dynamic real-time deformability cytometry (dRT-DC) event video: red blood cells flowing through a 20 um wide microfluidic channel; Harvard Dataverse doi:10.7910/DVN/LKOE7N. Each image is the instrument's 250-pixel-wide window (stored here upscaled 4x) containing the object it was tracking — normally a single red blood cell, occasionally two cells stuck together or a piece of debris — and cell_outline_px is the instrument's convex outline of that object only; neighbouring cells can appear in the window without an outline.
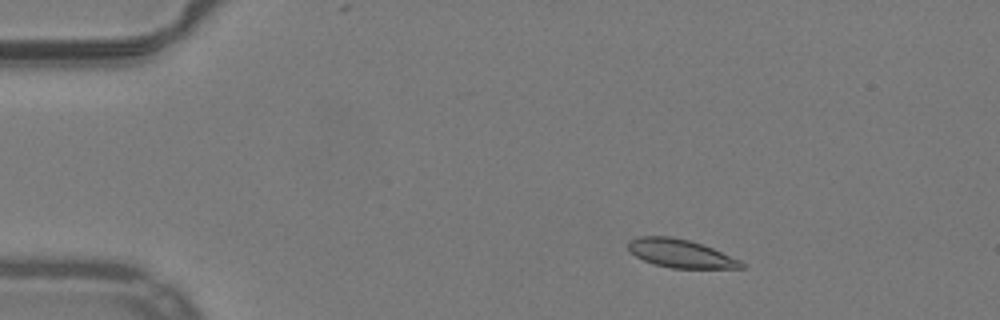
{"species": "common noctule bat (a hibernating species)", "species_latin": "Nyctalus noctula", "temperature_condition": "warm", "stored_images_in_passage": 13, "camera_frame_rate_fps": 3000, "um_per_image_px": 0.085, "animal": {"sex": "male", "body_mass_g": 19.2, "forearm_length_mm": 51.8}, "frame": {"image": 1, "passage_image": 1, "time_ms": 0.0, "image_size_px": [1000, 320], "cell_outline_px": [[744, 268], [672, 268], [656, 264], [644, 260], [636, 256], [628, 248], [628, 240], [640, 236], [672, 236], [688, 240], [712, 248], [740, 260], [744, 264]], "centroid_in_image_um": [57.83, 21.54], "position_along_channel_um": 27.2, "area_um2": 18.38}}
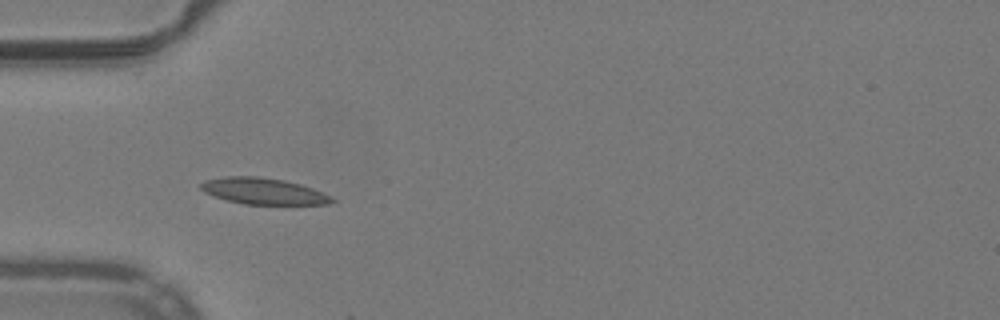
{"frame": {"image": 2, "passage_image": 9, "time_ms": 2.667, "image_size_px": [1000, 320], "cell_outline_px": [[336, 200], [328, 204], [244, 204], [228, 200], [204, 192], [200, 188], [200, 184], [204, 180], [224, 176], [260, 176], [284, 180], [300, 184], [312, 188], [332, 196]], "centroid_in_image_um": [22.39, 16.23], "position_along_channel_um": 62.6, "area_um2": 20.06}}
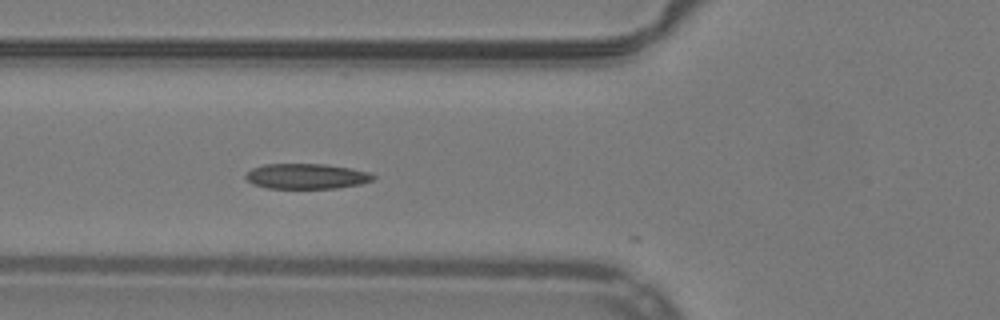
{"frame": {"image": 3, "passage_image": 12, "time_ms": 3.667, "image_size_px": [1000, 320], "cell_outline_px": [[376, 176], [372, 180], [360, 184], [336, 188], [268, 188], [252, 184], [244, 176], [244, 172], [252, 168], [264, 164], [324, 164], [348, 168], [368, 172]], "centroid_in_image_um": [25.99, 14.98], "position_along_channel_um": 99.8, "area_um2": 18.73}}